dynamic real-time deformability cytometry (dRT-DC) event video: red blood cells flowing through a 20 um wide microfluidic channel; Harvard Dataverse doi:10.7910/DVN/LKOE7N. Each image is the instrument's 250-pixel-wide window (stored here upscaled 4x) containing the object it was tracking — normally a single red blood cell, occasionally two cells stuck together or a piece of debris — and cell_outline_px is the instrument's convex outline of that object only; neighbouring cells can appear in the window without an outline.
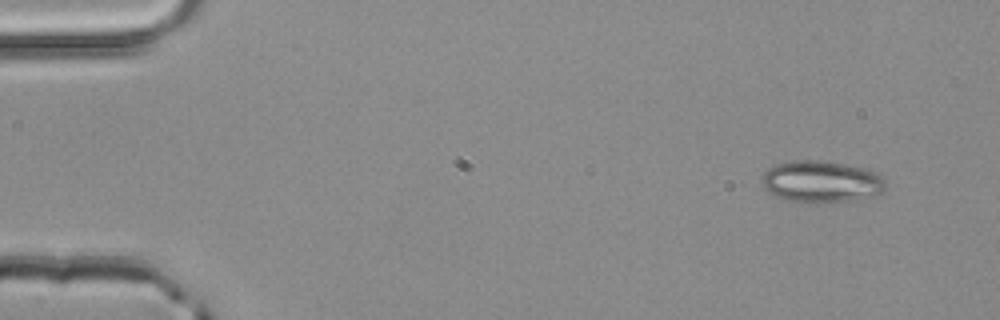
{"species": "common noctule bat (a hibernating species)", "species_latin": "Nyctalus noctula", "temperature_condition": "room temperature", "stored_images_in_passage": 4, "segment_of_instrument_passage": [2, 2], "camera_frame_rate_fps": 3000, "um_per_image_px": 0.085, "animal": {"sex": "male", "body_mass_g": 20.4}, "frame": {"image": 1, "passage_image": 4, "time_ms": 1.0, "image_size_px": [1000, 320], "cell_outline_px": [[888, 184], [880, 192], [872, 196], [856, 200], [788, 200], [776, 196], [764, 188], [760, 176], [768, 168], [776, 164], [796, 160], [820, 160], [844, 164], [864, 168], [876, 172], [884, 176]], "centroid_in_image_um": [69.83, 15.39], "position_along_channel_um": 15.2, "area_um2": 29.54}}